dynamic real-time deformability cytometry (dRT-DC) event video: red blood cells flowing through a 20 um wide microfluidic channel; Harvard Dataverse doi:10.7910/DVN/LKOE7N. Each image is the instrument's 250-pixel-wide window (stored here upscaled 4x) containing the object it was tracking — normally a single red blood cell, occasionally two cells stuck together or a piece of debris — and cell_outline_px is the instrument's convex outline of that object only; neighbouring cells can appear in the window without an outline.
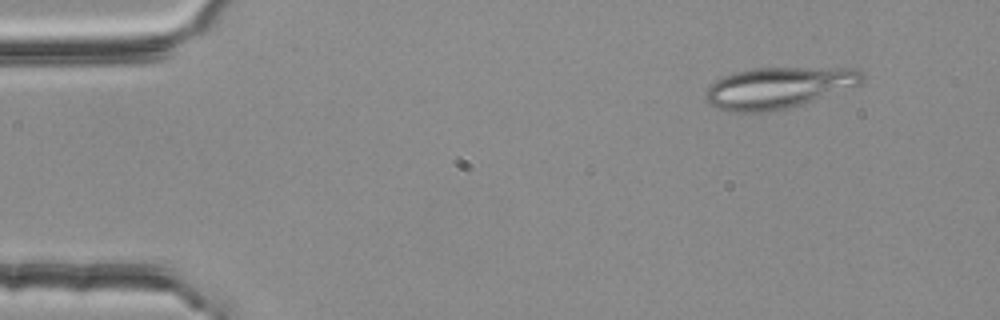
{"species": "common noctule bat (a hibernating species)", "species_latin": "Nyctalus noctula", "temperature_condition": "room temperature", "stored_images_in_passage": 53, "segment_of_instrument_passage": [1, 2], "camera_frame_rate_fps": 3000, "um_per_image_px": 0.085, "animal": {"sex": "female", "body_mass_g": 25.1}, "frame": {"image": 1, "passage_image": 5, "time_ms": 1.333, "image_size_px": [1000, 320], "cell_outline_px": [[864, 80], [860, 84], [804, 104], [788, 108], [760, 112], [736, 112], [720, 108], [708, 104], [704, 96], [704, 92], [716, 80], [724, 76], [736, 72], [752, 68], [860, 68], [864, 72]], "centroid_in_image_um": [66.19, 7.45], "position_along_channel_um": 18.8, "area_um2": 37.57}}